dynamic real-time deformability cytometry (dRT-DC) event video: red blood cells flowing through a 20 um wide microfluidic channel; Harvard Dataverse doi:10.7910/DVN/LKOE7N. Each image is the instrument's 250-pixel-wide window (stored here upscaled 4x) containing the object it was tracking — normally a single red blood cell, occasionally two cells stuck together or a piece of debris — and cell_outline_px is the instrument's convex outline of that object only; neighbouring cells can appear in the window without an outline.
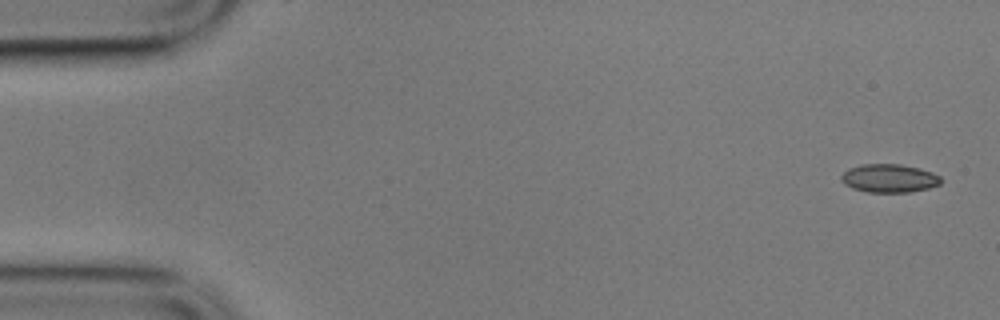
{"species": "common noctule bat (a hibernating species)", "species_latin": "Nyctalus noctula", "temperature_condition": "cold", "stored_images_in_passage": 5, "camera_frame_rate_fps": 3000, "um_per_image_px": 0.085, "animal": {"sex": "male", "body_mass_g": 17.9}, "frame": {"image": 1, "passage_image": 1, "time_ms": 0.0, "image_size_px": [1000, 320], "cell_outline_px": [[940, 184], [928, 188], [908, 192], [868, 192], [852, 188], [844, 184], [840, 180], [840, 176], [848, 168], [860, 164], [900, 164], [920, 168], [932, 172], [940, 176]], "centroid_in_image_um": [75.54, 15.14], "position_along_channel_um": 9.5, "area_um2": 16.53}}
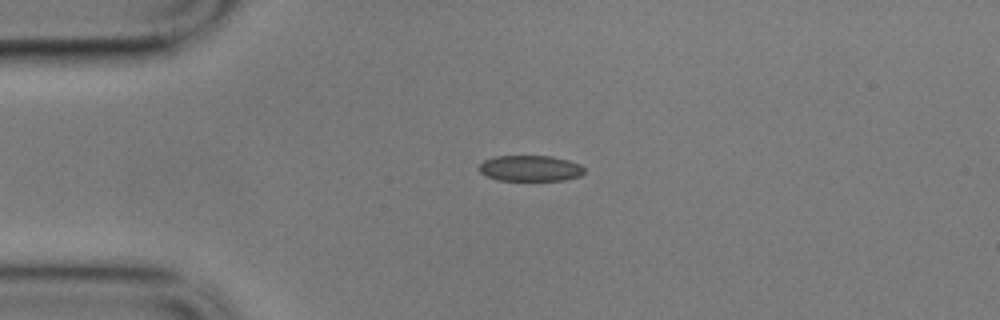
{"frame": {"image": 2, "passage_image": 4, "time_ms": 1.0, "image_size_px": [1000, 320], "cell_outline_px": [[584, 172], [580, 176], [564, 180], [500, 180], [488, 176], [480, 172], [476, 168], [484, 160], [496, 156], [552, 156], [568, 160], [580, 164], [584, 168]], "centroid_in_image_um": [45.07, 14.3], "position_along_channel_um": 39.9, "area_um2": 15.84}}